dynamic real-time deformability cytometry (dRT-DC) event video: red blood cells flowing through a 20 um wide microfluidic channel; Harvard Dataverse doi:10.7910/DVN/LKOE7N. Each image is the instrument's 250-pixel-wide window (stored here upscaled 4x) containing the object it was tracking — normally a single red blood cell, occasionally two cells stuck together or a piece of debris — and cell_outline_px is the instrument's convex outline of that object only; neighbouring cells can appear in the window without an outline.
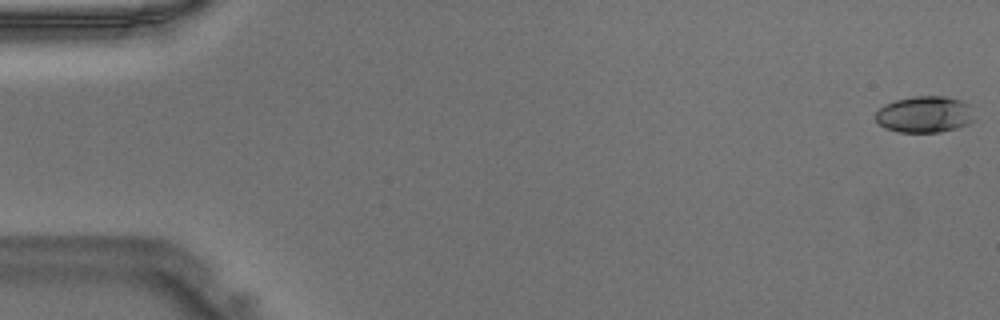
{"species": "Egyptian fruit bat (a non-hibernating species)", "species_latin": "Rousettus aegyptiacus", "temperature_condition": "warm", "stored_images_in_passage": 47, "camera_frame_rate_fps": 3000, "um_per_image_px": 0.085, "animal": {"sex": "male"}, "frame": {"image": 1, "passage_image": 1, "time_ms": 0.0, "image_size_px": [1000, 320], "cell_outline_px": [[972, 120], [968, 124], [960, 128], [940, 132], [900, 132], [884, 128], [876, 120], [876, 112], [884, 104], [896, 100], [912, 96], [944, 96], [964, 100], [968, 104], [972, 116]], "centroid_in_image_um": [78.59, 9.72], "position_along_channel_um": 6.4, "area_um2": 21.04}}
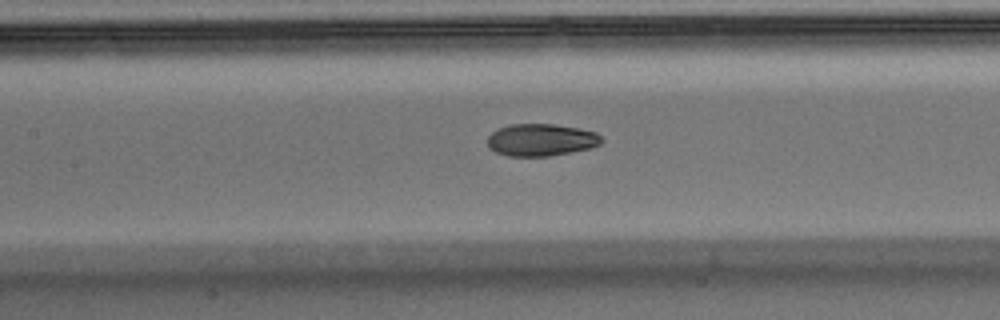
{"frame": {"image": 2, "passage_image": 22, "time_ms": 7.0, "image_size_px": [1000, 320], "cell_outline_px": [[604, 140], [600, 144], [592, 148], [572, 152], [548, 156], [508, 156], [496, 152], [488, 148], [488, 136], [492, 132], [508, 124], [552, 124], [576, 128], [596, 132]], "centroid_in_image_um": [45.99, 11.9], "position_along_channel_um": 161.4, "area_um2": 21.44}}
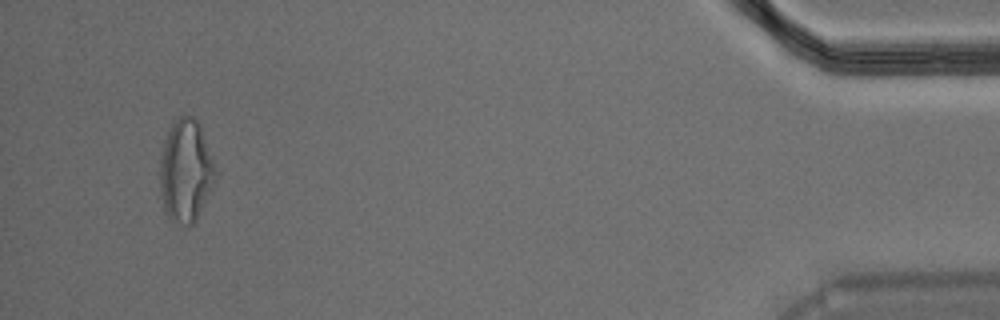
{"frame": {"image": 3, "passage_image": 45, "time_ms": 14.667, "image_size_px": [1000, 320], "cell_outline_px": [[216, 176], [200, 212], [196, 220], [192, 224], [188, 224], [168, 220], [164, 208], [160, 192], [160, 160], [164, 140], [172, 124], [184, 112], [192, 116], [200, 124], [216, 168]], "centroid_in_image_um": [15.77, 14.49], "position_along_channel_um": 419.4, "area_um2": 33.0}}